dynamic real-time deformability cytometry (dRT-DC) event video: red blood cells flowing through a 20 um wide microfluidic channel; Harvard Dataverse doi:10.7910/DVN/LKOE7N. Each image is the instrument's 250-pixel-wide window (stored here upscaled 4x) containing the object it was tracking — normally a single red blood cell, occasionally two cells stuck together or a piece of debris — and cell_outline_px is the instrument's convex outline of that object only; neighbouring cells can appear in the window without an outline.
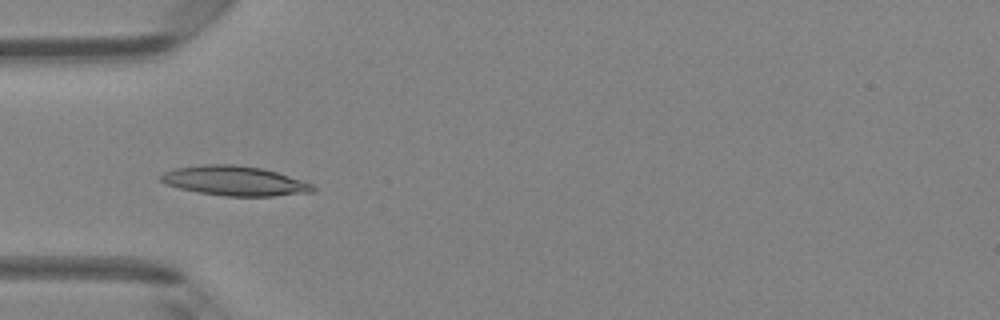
{"species": "Egyptian fruit bat (a non-hibernating species)", "species_latin": "Rousettus aegyptiacus", "temperature_condition": "room temperature", "stored_images_in_passage": 47, "camera_frame_rate_fps": 3000, "um_per_image_px": 0.085, "animal": {"sex": "female"}, "frame": {"image": 1, "passage_image": 15, "time_ms": 4.667, "image_size_px": [1000, 320], "cell_outline_px": [[316, 192], [272, 196], [228, 196], [200, 192], [180, 188], [164, 184], [156, 176], [164, 172], [176, 168], [204, 164], [232, 164], [260, 168], [276, 172], [312, 184], [316, 188]], "centroid_in_image_um": [19.92, 15.37], "position_along_channel_um": 65.1, "area_um2": 26.13}}
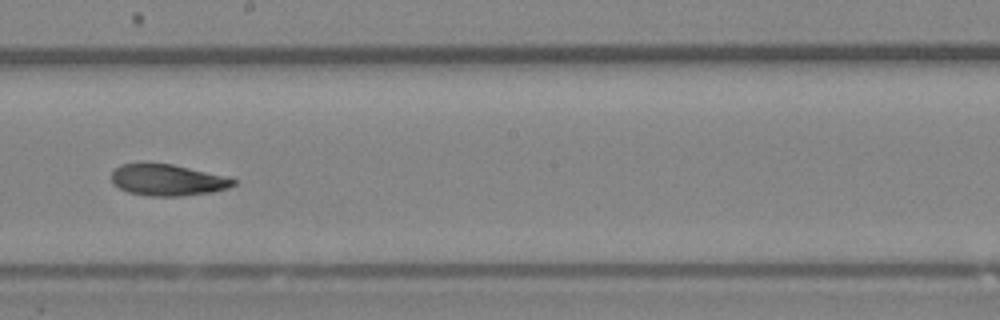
{"frame": {"image": 2, "passage_image": 27, "time_ms": 8.667, "image_size_px": [1000, 320], "cell_outline_px": [[236, 184], [228, 188], [212, 192], [180, 196], [148, 196], [128, 192], [112, 184], [112, 172], [120, 164], [172, 164], [228, 176], [236, 180]], "centroid_in_image_um": [14.27, 15.31], "position_along_channel_um": 233.9, "area_um2": 22.25}}
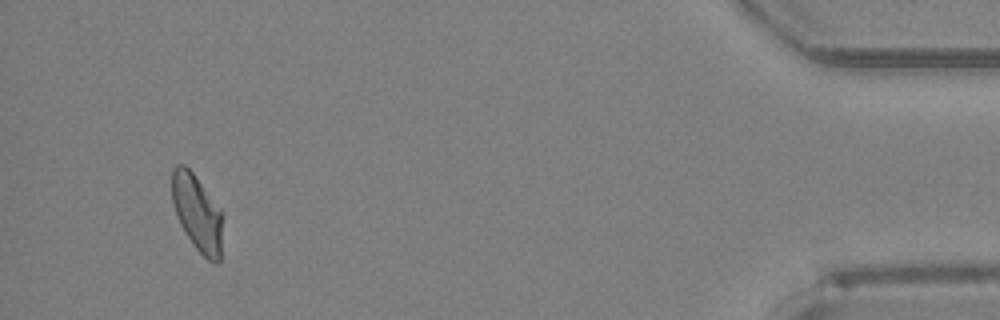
{"frame": {"image": 3, "passage_image": 45, "time_ms": 14.667, "image_size_px": [1000, 320], "cell_outline_px": [[220, 260], [216, 264], [212, 264], [192, 244], [180, 224], [176, 216], [172, 204], [172, 168], [176, 164], [184, 164], [192, 172], [220, 208]], "centroid_in_image_um": [16.71, 18.08], "position_along_channel_um": 418.5, "area_um2": 22.2}, "authors_computed_cell_mechanics": {"area_um2": 23.3512, "velocity_mm_per_s": 4.2561, "shape_relaxation_time_tau1_ms": null, "shape_relaxation_time_tau2_ms": 3.4766, "deformation_change_tau1": null, "deformation_change_tau2": 0.0935}}